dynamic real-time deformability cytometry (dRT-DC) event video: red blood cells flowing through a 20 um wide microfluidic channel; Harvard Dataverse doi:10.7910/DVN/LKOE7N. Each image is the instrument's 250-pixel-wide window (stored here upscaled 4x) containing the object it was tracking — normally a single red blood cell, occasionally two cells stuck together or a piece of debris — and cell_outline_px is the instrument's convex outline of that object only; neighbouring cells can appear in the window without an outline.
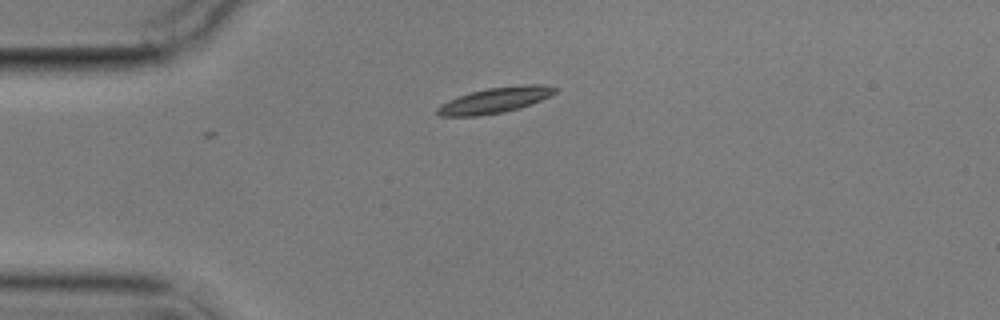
{"species": "common noctule bat (a hibernating species)", "species_latin": "Nyctalus noctula", "temperature_condition": "cold", "stored_images_in_passage": 2, "camera_frame_rate_fps": 3000, "um_per_image_px": 0.085, "animal": {"sex": "male", "body_mass_g": 17.9}, "frame": {"image": 1, "passage_image": 2, "time_ms": 1.0, "image_size_px": [1000, 320], "cell_outline_px": [[560, 88], [556, 92], [540, 100], [520, 108], [504, 112], [476, 116], [440, 116], [436, 112], [436, 108], [440, 104], [448, 100], [472, 92], [488, 88], [524, 84], [548, 84]], "centroid_in_image_um": [42.11, 8.51], "position_along_channel_um": 42.9, "area_um2": 17.57}}